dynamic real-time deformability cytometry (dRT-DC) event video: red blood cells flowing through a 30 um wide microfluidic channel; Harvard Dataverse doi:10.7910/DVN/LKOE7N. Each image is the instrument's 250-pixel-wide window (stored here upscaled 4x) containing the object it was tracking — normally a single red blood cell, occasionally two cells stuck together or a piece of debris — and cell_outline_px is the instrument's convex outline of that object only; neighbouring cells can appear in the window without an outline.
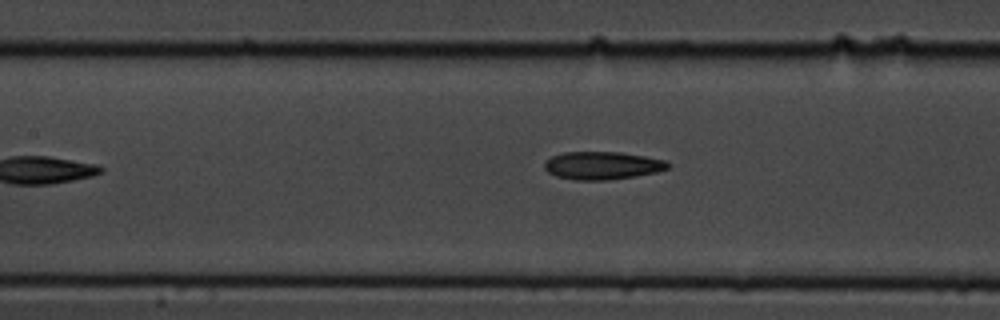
{"species": "common noctule bat (a hibernating species)", "species_latin": "Nyctalus noctula", "temperature_condition": "cold", "stored_images_in_passage": 11, "camera_frame_rate_fps": 3000, "um_per_image_px": 0.085, "animal": {"sex": "male", "body_mass_g": 19.5, "forearm_length_mm": 54.6}, "frame": {"image": 1, "passage_image": 8, "time_ms": 2.333, "image_size_px": [1000, 320], "cell_outline_px": [[668, 168], [656, 172], [636, 176], [608, 180], [576, 180], [556, 176], [548, 172], [544, 168], [544, 164], [552, 156], [564, 152], [620, 152], [644, 156], [664, 160], [668, 164]], "centroid_in_image_um": [51.17, 14.07], "position_along_channel_um": 156.2, "area_um2": 19.88}}
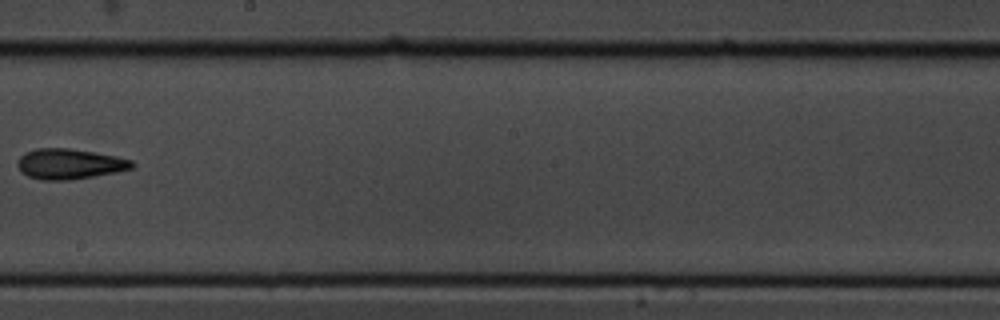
{"frame": {"image": 2, "passage_image": 10, "time_ms": 3.0, "image_size_px": [1000, 320], "cell_outline_px": [[136, 164], [132, 168], [116, 172], [72, 180], [40, 180], [28, 176], [20, 172], [16, 164], [16, 160], [24, 152], [36, 148], [68, 148], [116, 156], [132, 160]], "centroid_in_image_um": [5.86, 13.94], "position_along_channel_um": 242.3, "area_um2": 20.46}}
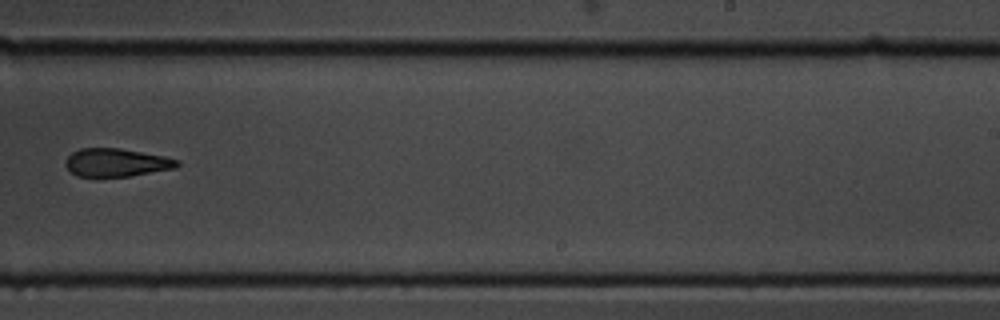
{"frame": {"image": 3, "passage_image": 11, "time_ms": 3.333, "image_size_px": [1000, 320], "cell_outline_px": [[180, 164], [176, 168], [128, 176], [96, 180], [76, 176], [64, 164], [64, 160], [72, 152], [80, 148], [120, 148], [164, 156], [180, 160]], "centroid_in_image_um": [9.83, 13.85], "position_along_channel_um": 279.2, "area_um2": 19.02}}